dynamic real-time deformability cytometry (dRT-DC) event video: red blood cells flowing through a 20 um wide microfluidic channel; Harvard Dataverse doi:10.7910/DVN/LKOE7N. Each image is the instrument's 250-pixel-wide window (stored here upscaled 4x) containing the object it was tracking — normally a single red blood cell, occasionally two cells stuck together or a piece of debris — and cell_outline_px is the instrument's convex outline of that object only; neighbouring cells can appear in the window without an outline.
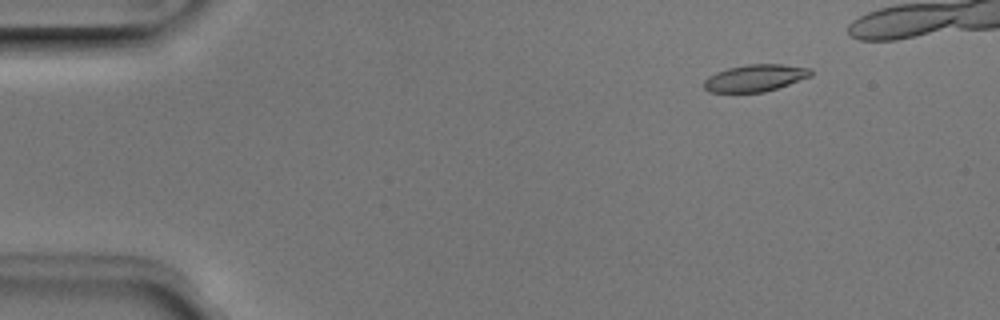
{"species": "Egyptian fruit bat (a non-hibernating species)", "species_latin": "Rousettus aegyptiacus", "temperature_condition": "room temperature", "stored_images_in_passage": 7, "camera_frame_rate_fps": 3000, "um_per_image_px": 0.085, "animal": {"sex": "male"}, "frame": {"image": 1, "passage_image": 2, "time_ms": 0.333, "image_size_px": [1000, 320], "cell_outline_px": [[812, 76], [764, 92], [708, 92], [704, 88], [704, 80], [708, 76], [716, 72], [728, 68], [748, 64], [784, 64], [812, 68]], "centroid_in_image_um": [64.19, 6.62], "position_along_channel_um": 20.8, "area_um2": 16.82}}